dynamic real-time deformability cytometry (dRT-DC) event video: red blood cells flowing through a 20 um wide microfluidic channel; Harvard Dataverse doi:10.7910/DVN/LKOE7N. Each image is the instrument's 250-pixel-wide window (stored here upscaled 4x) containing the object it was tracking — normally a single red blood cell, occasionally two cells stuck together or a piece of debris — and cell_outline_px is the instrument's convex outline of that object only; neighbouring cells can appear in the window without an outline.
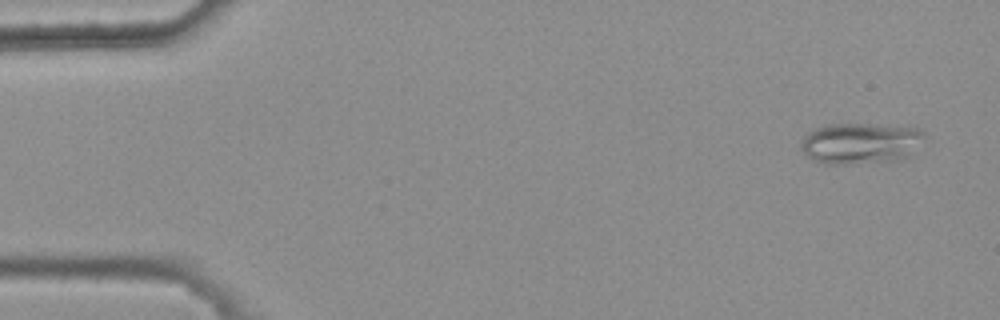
{"species": "common noctule bat (a hibernating species)", "species_latin": "Nyctalus noctula", "temperature_condition": "warm", "stored_images_in_passage": 4, "camera_frame_rate_fps": 3000, "um_per_image_px": 0.085, "animal": {"sex": "female", "body_mass_g": 25.1}, "frame": {"image": 1, "passage_image": 1, "time_ms": 0.0, "image_size_px": [1000, 320], "cell_outline_px": [[924, 136], [912, 156], [900, 160], [844, 164], [824, 164], [812, 160], [800, 148], [804, 136], [808, 132], [816, 128], [828, 124], [868, 124], [920, 128], [924, 132]], "centroid_in_image_um": [73.16, 12.18], "position_along_channel_um": 11.8, "area_um2": 29.65}}